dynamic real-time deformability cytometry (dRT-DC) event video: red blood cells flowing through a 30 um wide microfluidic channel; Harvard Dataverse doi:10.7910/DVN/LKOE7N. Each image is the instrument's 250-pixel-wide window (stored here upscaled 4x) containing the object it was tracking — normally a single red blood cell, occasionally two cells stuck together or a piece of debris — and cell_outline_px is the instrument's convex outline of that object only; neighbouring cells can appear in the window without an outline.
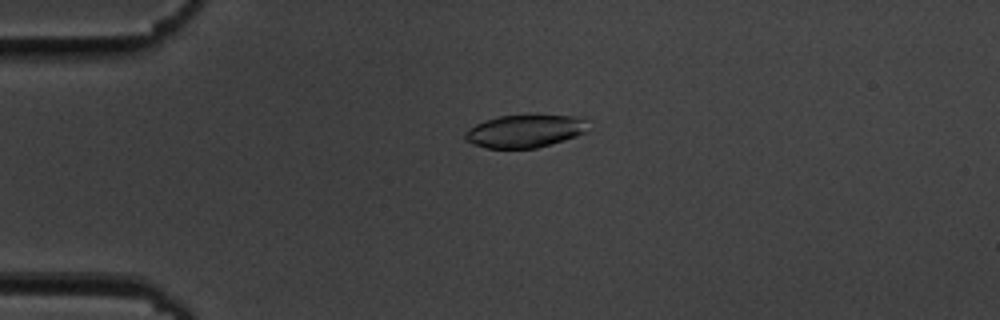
{"species": "common noctule bat (a hibernating species)", "species_latin": "Nyctalus noctula", "temperature_condition": "cold", "stored_images_in_passage": 55, "camera_frame_rate_fps": 3000, "um_per_image_px": 0.085, "animal": {"sex": "male", "body_mass_g": 19.5, "forearm_length_mm": 54.6}, "frame": {"image": 1, "passage_image": 13, "time_ms": 4.0, "image_size_px": [1000, 320], "cell_outline_px": [[584, 132], [576, 136], [564, 140], [536, 148], [488, 148], [472, 144], [464, 140], [464, 132], [476, 124], [496, 116], [576, 116], [584, 120]], "centroid_in_image_um": [44.52, 11.16], "position_along_channel_um": 40.5, "area_um2": 22.95}}
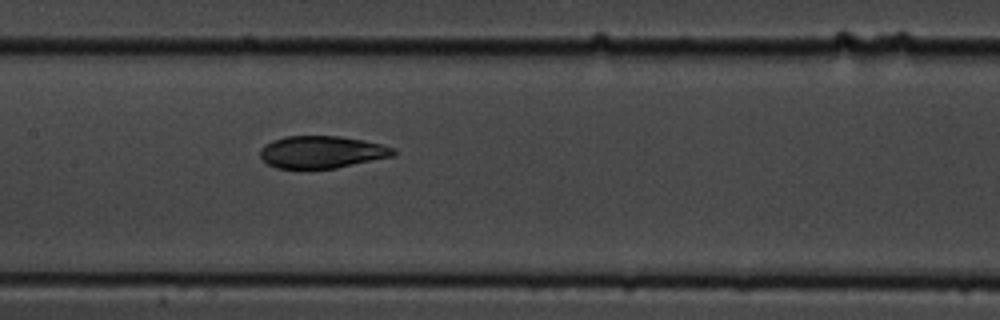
{"frame": {"image": 2, "passage_image": 27, "time_ms": 8.667, "image_size_px": [1000, 320], "cell_outline_px": [[396, 156], [336, 168], [276, 168], [268, 164], [260, 156], [260, 148], [264, 144], [272, 140], [284, 136], [340, 136], [364, 140], [396, 148]], "centroid_in_image_um": [27.38, 12.92], "position_along_channel_um": 180.0, "area_um2": 25.26}}
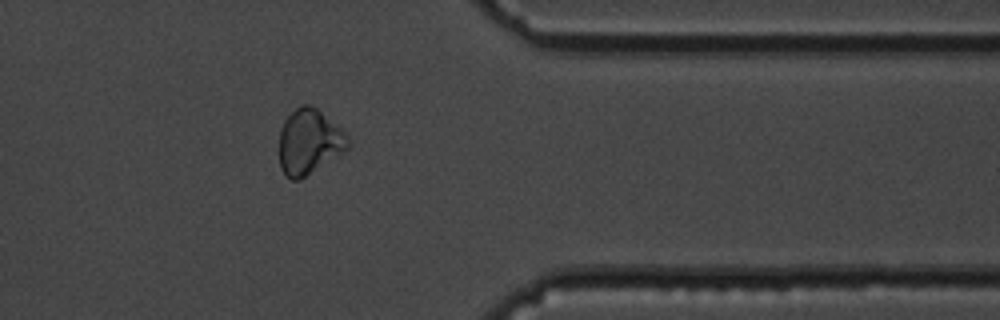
{"frame": {"image": 3, "passage_image": 45, "time_ms": 14.667, "image_size_px": [1000, 320], "cell_outline_px": [[348, 148], [344, 152], [300, 180], [292, 180], [280, 168], [280, 128], [284, 120], [296, 108], [304, 104], [308, 104], [316, 108], [340, 128], [348, 136]], "centroid_in_image_um": [26.27, 12.07], "position_along_channel_um": 385.1, "area_um2": 25.78}, "authors_computed_cell_mechanics": {"area_um2": 25.8366, "velocity_mm_per_s": 3.6198, "shape_relaxation_time_tau1_ms": 3.3654, "shape_relaxation_time_tau2_ms": 2.1825, "deformation_change_tau1": 0.1225, "deformation_change_tau2": 0.0777}}